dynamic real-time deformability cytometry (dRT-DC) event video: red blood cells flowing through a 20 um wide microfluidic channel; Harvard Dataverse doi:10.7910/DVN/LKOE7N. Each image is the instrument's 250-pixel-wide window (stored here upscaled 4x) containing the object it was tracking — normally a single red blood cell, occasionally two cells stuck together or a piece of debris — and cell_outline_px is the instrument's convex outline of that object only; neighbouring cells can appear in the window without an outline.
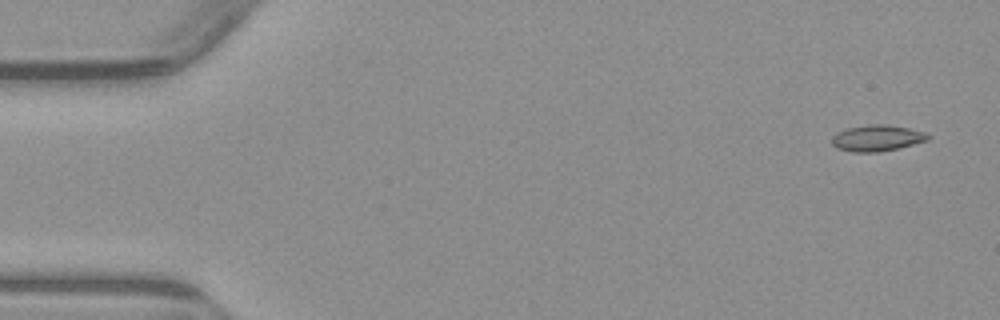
{"species": "common noctule bat (a hibernating species)", "species_latin": "Nyctalus noctula", "temperature_condition": "warm", "stored_images_in_passage": 6, "camera_frame_rate_fps": 3000, "um_per_image_px": 0.085, "animal": {"sex": "male", "body_mass_g": 23.1, "forearm_length_mm": 52.7}, "frame": {"image": 1, "passage_image": 1, "time_ms": 0.0, "image_size_px": [1000, 320], "cell_outline_px": [[932, 136], [928, 140], [896, 148], [876, 152], [852, 152], [836, 148], [832, 144], [832, 136], [836, 132], [848, 128], [872, 124], [884, 124], [908, 128], [924, 132]], "centroid_in_image_um": [74.52, 11.73], "position_along_channel_um": 10.5, "area_um2": 14.51}}
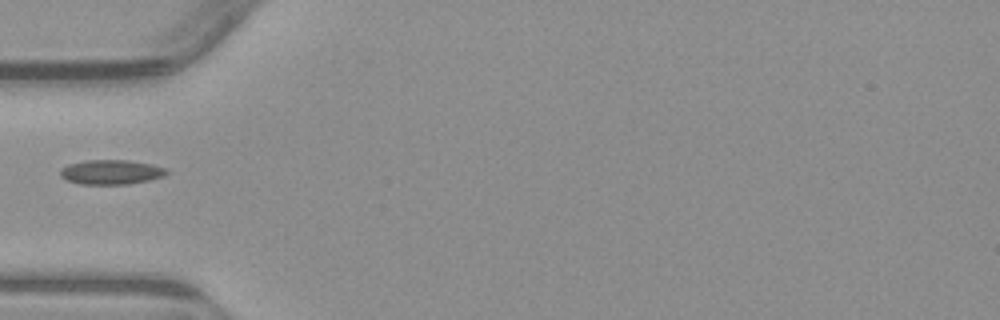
{"frame": {"image": 2, "passage_image": 5, "time_ms": 5.0, "image_size_px": [1000, 320], "cell_outline_px": [[168, 172], [164, 176], [148, 180], [128, 184], [80, 184], [68, 180], [60, 176], [60, 168], [68, 164], [84, 160], [128, 160], [152, 164], [164, 168]], "centroid_in_image_um": [9.41, 14.62], "position_along_channel_um": 75.6, "area_um2": 15.2}}
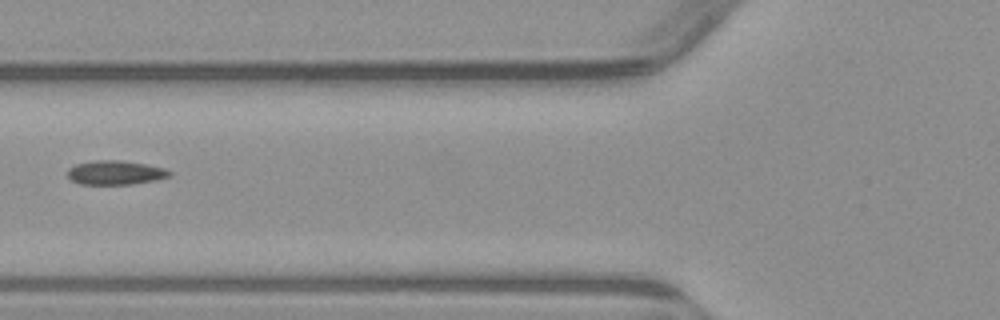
{"frame": {"image": 3, "passage_image": 6, "time_ms": 6.0, "image_size_px": [1000, 320], "cell_outline_px": [[172, 176], [156, 180], [132, 184], [80, 184], [72, 180], [68, 176], [68, 168], [76, 164], [96, 160], [120, 160], [148, 164], [164, 168], [172, 172]], "centroid_in_image_um": [9.84, 14.67], "position_along_channel_um": 116.0, "area_um2": 14.39}}